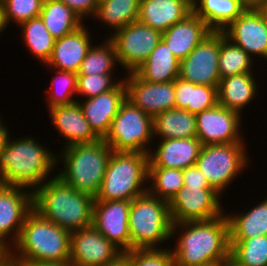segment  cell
<instances>
[{"label":"cell","instance_id":"obj_14","mask_svg":"<svg viewBox=\"0 0 267 266\" xmlns=\"http://www.w3.org/2000/svg\"><path fill=\"white\" fill-rule=\"evenodd\" d=\"M123 253L93 225L71 232L69 261L74 266H107Z\"/></svg>","mask_w":267,"mask_h":266},{"label":"cell","instance_id":"obj_3","mask_svg":"<svg viewBox=\"0 0 267 266\" xmlns=\"http://www.w3.org/2000/svg\"><path fill=\"white\" fill-rule=\"evenodd\" d=\"M95 198L73 189L58 176L33 192V209L59 227L73 232L92 225Z\"/></svg>","mask_w":267,"mask_h":266},{"label":"cell","instance_id":"obj_2","mask_svg":"<svg viewBox=\"0 0 267 266\" xmlns=\"http://www.w3.org/2000/svg\"><path fill=\"white\" fill-rule=\"evenodd\" d=\"M56 167L57 153L42 146L35 137L24 135L13 139L9 135L0 153V184L34 192L46 180L56 176L53 173L58 171Z\"/></svg>","mask_w":267,"mask_h":266},{"label":"cell","instance_id":"obj_32","mask_svg":"<svg viewBox=\"0 0 267 266\" xmlns=\"http://www.w3.org/2000/svg\"><path fill=\"white\" fill-rule=\"evenodd\" d=\"M39 17L55 40L74 32L84 24V20L59 0H43Z\"/></svg>","mask_w":267,"mask_h":266},{"label":"cell","instance_id":"obj_1","mask_svg":"<svg viewBox=\"0 0 267 266\" xmlns=\"http://www.w3.org/2000/svg\"><path fill=\"white\" fill-rule=\"evenodd\" d=\"M170 237H176L170 249L180 266H215L230 254L226 213L208 221L173 223Z\"/></svg>","mask_w":267,"mask_h":266},{"label":"cell","instance_id":"obj_12","mask_svg":"<svg viewBox=\"0 0 267 266\" xmlns=\"http://www.w3.org/2000/svg\"><path fill=\"white\" fill-rule=\"evenodd\" d=\"M221 31H212L180 61L179 78L195 85L216 86L220 82L218 60Z\"/></svg>","mask_w":267,"mask_h":266},{"label":"cell","instance_id":"obj_16","mask_svg":"<svg viewBox=\"0 0 267 266\" xmlns=\"http://www.w3.org/2000/svg\"><path fill=\"white\" fill-rule=\"evenodd\" d=\"M131 201H94L92 225L123 252L131 250L129 213Z\"/></svg>","mask_w":267,"mask_h":266},{"label":"cell","instance_id":"obj_9","mask_svg":"<svg viewBox=\"0 0 267 266\" xmlns=\"http://www.w3.org/2000/svg\"><path fill=\"white\" fill-rule=\"evenodd\" d=\"M103 140L112 151L149 153L153 136V117L134 106L127 99L111 121Z\"/></svg>","mask_w":267,"mask_h":266},{"label":"cell","instance_id":"obj_30","mask_svg":"<svg viewBox=\"0 0 267 266\" xmlns=\"http://www.w3.org/2000/svg\"><path fill=\"white\" fill-rule=\"evenodd\" d=\"M175 108L196 115L218 104L216 86L195 85L177 78L174 80Z\"/></svg>","mask_w":267,"mask_h":266},{"label":"cell","instance_id":"obj_15","mask_svg":"<svg viewBox=\"0 0 267 266\" xmlns=\"http://www.w3.org/2000/svg\"><path fill=\"white\" fill-rule=\"evenodd\" d=\"M32 209L31 190L0 184V243L8 250L16 243L25 218Z\"/></svg>","mask_w":267,"mask_h":266},{"label":"cell","instance_id":"obj_23","mask_svg":"<svg viewBox=\"0 0 267 266\" xmlns=\"http://www.w3.org/2000/svg\"><path fill=\"white\" fill-rule=\"evenodd\" d=\"M212 30L193 12L162 33V40L180 61L186 58Z\"/></svg>","mask_w":267,"mask_h":266},{"label":"cell","instance_id":"obj_5","mask_svg":"<svg viewBox=\"0 0 267 266\" xmlns=\"http://www.w3.org/2000/svg\"><path fill=\"white\" fill-rule=\"evenodd\" d=\"M57 153V167L59 162L63 167L56 176L73 189L95 198L112 154L111 147L99 139L94 143L62 147Z\"/></svg>","mask_w":267,"mask_h":266},{"label":"cell","instance_id":"obj_38","mask_svg":"<svg viewBox=\"0 0 267 266\" xmlns=\"http://www.w3.org/2000/svg\"><path fill=\"white\" fill-rule=\"evenodd\" d=\"M230 255L242 266H267V235L229 241Z\"/></svg>","mask_w":267,"mask_h":266},{"label":"cell","instance_id":"obj_52","mask_svg":"<svg viewBox=\"0 0 267 266\" xmlns=\"http://www.w3.org/2000/svg\"><path fill=\"white\" fill-rule=\"evenodd\" d=\"M9 250L0 243V258H2Z\"/></svg>","mask_w":267,"mask_h":266},{"label":"cell","instance_id":"obj_45","mask_svg":"<svg viewBox=\"0 0 267 266\" xmlns=\"http://www.w3.org/2000/svg\"><path fill=\"white\" fill-rule=\"evenodd\" d=\"M0 266H21V262L8 251L2 258H0Z\"/></svg>","mask_w":267,"mask_h":266},{"label":"cell","instance_id":"obj_33","mask_svg":"<svg viewBox=\"0 0 267 266\" xmlns=\"http://www.w3.org/2000/svg\"><path fill=\"white\" fill-rule=\"evenodd\" d=\"M22 31L24 45L34 58L45 65L53 52L55 39L52 37L42 19L38 16L18 26Z\"/></svg>","mask_w":267,"mask_h":266},{"label":"cell","instance_id":"obj_49","mask_svg":"<svg viewBox=\"0 0 267 266\" xmlns=\"http://www.w3.org/2000/svg\"><path fill=\"white\" fill-rule=\"evenodd\" d=\"M254 7L261 13L267 26V0H264L263 2L257 4Z\"/></svg>","mask_w":267,"mask_h":266},{"label":"cell","instance_id":"obj_51","mask_svg":"<svg viewBox=\"0 0 267 266\" xmlns=\"http://www.w3.org/2000/svg\"><path fill=\"white\" fill-rule=\"evenodd\" d=\"M249 6H256L257 4L263 2L264 0H243Z\"/></svg>","mask_w":267,"mask_h":266},{"label":"cell","instance_id":"obj_47","mask_svg":"<svg viewBox=\"0 0 267 266\" xmlns=\"http://www.w3.org/2000/svg\"><path fill=\"white\" fill-rule=\"evenodd\" d=\"M215 266H242V265L229 254L226 258L222 259Z\"/></svg>","mask_w":267,"mask_h":266},{"label":"cell","instance_id":"obj_20","mask_svg":"<svg viewBox=\"0 0 267 266\" xmlns=\"http://www.w3.org/2000/svg\"><path fill=\"white\" fill-rule=\"evenodd\" d=\"M51 122L67 147L73 144L94 143L101 139L90 127L78 102L48 109Z\"/></svg>","mask_w":267,"mask_h":266},{"label":"cell","instance_id":"obj_40","mask_svg":"<svg viewBox=\"0 0 267 266\" xmlns=\"http://www.w3.org/2000/svg\"><path fill=\"white\" fill-rule=\"evenodd\" d=\"M42 4L43 0H3L7 25L13 21L16 26H19L23 22L38 17Z\"/></svg>","mask_w":267,"mask_h":266},{"label":"cell","instance_id":"obj_17","mask_svg":"<svg viewBox=\"0 0 267 266\" xmlns=\"http://www.w3.org/2000/svg\"><path fill=\"white\" fill-rule=\"evenodd\" d=\"M222 32L252 58H264L267 61V26L261 13L254 6H249Z\"/></svg>","mask_w":267,"mask_h":266},{"label":"cell","instance_id":"obj_31","mask_svg":"<svg viewBox=\"0 0 267 266\" xmlns=\"http://www.w3.org/2000/svg\"><path fill=\"white\" fill-rule=\"evenodd\" d=\"M139 8L140 0H102L98 3L92 19L99 21L100 25L103 24L106 30L110 29V36L126 25L138 21Z\"/></svg>","mask_w":267,"mask_h":266},{"label":"cell","instance_id":"obj_11","mask_svg":"<svg viewBox=\"0 0 267 266\" xmlns=\"http://www.w3.org/2000/svg\"><path fill=\"white\" fill-rule=\"evenodd\" d=\"M221 194L215 189L183 186L169 202L172 223L208 221L223 215Z\"/></svg>","mask_w":267,"mask_h":266},{"label":"cell","instance_id":"obj_50","mask_svg":"<svg viewBox=\"0 0 267 266\" xmlns=\"http://www.w3.org/2000/svg\"><path fill=\"white\" fill-rule=\"evenodd\" d=\"M7 27L8 25L5 19L4 7L2 4H0V35L4 30L7 29Z\"/></svg>","mask_w":267,"mask_h":266},{"label":"cell","instance_id":"obj_13","mask_svg":"<svg viewBox=\"0 0 267 266\" xmlns=\"http://www.w3.org/2000/svg\"><path fill=\"white\" fill-rule=\"evenodd\" d=\"M195 116L196 137L202 146L245 142L241 130L242 115L238 112L217 104Z\"/></svg>","mask_w":267,"mask_h":266},{"label":"cell","instance_id":"obj_43","mask_svg":"<svg viewBox=\"0 0 267 266\" xmlns=\"http://www.w3.org/2000/svg\"><path fill=\"white\" fill-rule=\"evenodd\" d=\"M183 182L184 186H189L190 188L199 189H214L211 187L196 165L189 166L183 170Z\"/></svg>","mask_w":267,"mask_h":266},{"label":"cell","instance_id":"obj_24","mask_svg":"<svg viewBox=\"0 0 267 266\" xmlns=\"http://www.w3.org/2000/svg\"><path fill=\"white\" fill-rule=\"evenodd\" d=\"M192 13V0H140L138 21L163 33Z\"/></svg>","mask_w":267,"mask_h":266},{"label":"cell","instance_id":"obj_26","mask_svg":"<svg viewBox=\"0 0 267 266\" xmlns=\"http://www.w3.org/2000/svg\"><path fill=\"white\" fill-rule=\"evenodd\" d=\"M249 7L243 0H192V12L212 31H222Z\"/></svg>","mask_w":267,"mask_h":266},{"label":"cell","instance_id":"obj_6","mask_svg":"<svg viewBox=\"0 0 267 266\" xmlns=\"http://www.w3.org/2000/svg\"><path fill=\"white\" fill-rule=\"evenodd\" d=\"M148 164L147 153L112 151L94 201H132L148 192Z\"/></svg>","mask_w":267,"mask_h":266},{"label":"cell","instance_id":"obj_27","mask_svg":"<svg viewBox=\"0 0 267 266\" xmlns=\"http://www.w3.org/2000/svg\"><path fill=\"white\" fill-rule=\"evenodd\" d=\"M179 68L180 60L161 39L147 60L134 73L147 82L165 83L179 78Z\"/></svg>","mask_w":267,"mask_h":266},{"label":"cell","instance_id":"obj_19","mask_svg":"<svg viewBox=\"0 0 267 266\" xmlns=\"http://www.w3.org/2000/svg\"><path fill=\"white\" fill-rule=\"evenodd\" d=\"M78 99L85 119L90 124L91 129L103 139L109 132L111 121L117 115L122 103L126 100V87L124 80L114 89L99 94L98 96Z\"/></svg>","mask_w":267,"mask_h":266},{"label":"cell","instance_id":"obj_25","mask_svg":"<svg viewBox=\"0 0 267 266\" xmlns=\"http://www.w3.org/2000/svg\"><path fill=\"white\" fill-rule=\"evenodd\" d=\"M255 74L240 73L220 79L217 87L218 104L242 115V110L249 103L252 104L259 92Z\"/></svg>","mask_w":267,"mask_h":266},{"label":"cell","instance_id":"obj_44","mask_svg":"<svg viewBox=\"0 0 267 266\" xmlns=\"http://www.w3.org/2000/svg\"><path fill=\"white\" fill-rule=\"evenodd\" d=\"M3 120L4 118L2 119V117H0V153L5 147L8 136L11 135V133L9 134V129Z\"/></svg>","mask_w":267,"mask_h":266},{"label":"cell","instance_id":"obj_48","mask_svg":"<svg viewBox=\"0 0 267 266\" xmlns=\"http://www.w3.org/2000/svg\"><path fill=\"white\" fill-rule=\"evenodd\" d=\"M107 266H129V263H128V251L124 252L123 255L118 260H116L113 263H110Z\"/></svg>","mask_w":267,"mask_h":266},{"label":"cell","instance_id":"obj_41","mask_svg":"<svg viewBox=\"0 0 267 266\" xmlns=\"http://www.w3.org/2000/svg\"><path fill=\"white\" fill-rule=\"evenodd\" d=\"M173 262V254L169 247L128 251L129 266H172Z\"/></svg>","mask_w":267,"mask_h":266},{"label":"cell","instance_id":"obj_18","mask_svg":"<svg viewBox=\"0 0 267 266\" xmlns=\"http://www.w3.org/2000/svg\"><path fill=\"white\" fill-rule=\"evenodd\" d=\"M125 74L126 99L134 106L152 117L175 108L174 81L154 83L140 79L134 72Z\"/></svg>","mask_w":267,"mask_h":266},{"label":"cell","instance_id":"obj_53","mask_svg":"<svg viewBox=\"0 0 267 266\" xmlns=\"http://www.w3.org/2000/svg\"><path fill=\"white\" fill-rule=\"evenodd\" d=\"M172 266H180V265H178V264H176L175 262H173Z\"/></svg>","mask_w":267,"mask_h":266},{"label":"cell","instance_id":"obj_37","mask_svg":"<svg viewBox=\"0 0 267 266\" xmlns=\"http://www.w3.org/2000/svg\"><path fill=\"white\" fill-rule=\"evenodd\" d=\"M49 89H45L47 109L77 102V73L55 70ZM77 97V99H76Z\"/></svg>","mask_w":267,"mask_h":266},{"label":"cell","instance_id":"obj_22","mask_svg":"<svg viewBox=\"0 0 267 266\" xmlns=\"http://www.w3.org/2000/svg\"><path fill=\"white\" fill-rule=\"evenodd\" d=\"M156 149L150 150L148 167L184 170L196 165L202 147L197 137L159 140Z\"/></svg>","mask_w":267,"mask_h":266},{"label":"cell","instance_id":"obj_7","mask_svg":"<svg viewBox=\"0 0 267 266\" xmlns=\"http://www.w3.org/2000/svg\"><path fill=\"white\" fill-rule=\"evenodd\" d=\"M172 224L169 202L149 192L136 197L129 213L131 250L164 248L160 243L171 239Z\"/></svg>","mask_w":267,"mask_h":266},{"label":"cell","instance_id":"obj_21","mask_svg":"<svg viewBox=\"0 0 267 266\" xmlns=\"http://www.w3.org/2000/svg\"><path fill=\"white\" fill-rule=\"evenodd\" d=\"M90 30L83 24L74 32L57 39L49 61L43 65L52 70L78 73L82 61L93 44Z\"/></svg>","mask_w":267,"mask_h":266},{"label":"cell","instance_id":"obj_36","mask_svg":"<svg viewBox=\"0 0 267 266\" xmlns=\"http://www.w3.org/2000/svg\"><path fill=\"white\" fill-rule=\"evenodd\" d=\"M148 185V192L151 195L170 202L184 186L183 170L148 167Z\"/></svg>","mask_w":267,"mask_h":266},{"label":"cell","instance_id":"obj_4","mask_svg":"<svg viewBox=\"0 0 267 266\" xmlns=\"http://www.w3.org/2000/svg\"><path fill=\"white\" fill-rule=\"evenodd\" d=\"M70 242L71 232L32 209L9 251L20 262H66L70 259Z\"/></svg>","mask_w":267,"mask_h":266},{"label":"cell","instance_id":"obj_42","mask_svg":"<svg viewBox=\"0 0 267 266\" xmlns=\"http://www.w3.org/2000/svg\"><path fill=\"white\" fill-rule=\"evenodd\" d=\"M71 8L82 20L93 18L96 13L98 0H59Z\"/></svg>","mask_w":267,"mask_h":266},{"label":"cell","instance_id":"obj_28","mask_svg":"<svg viewBox=\"0 0 267 266\" xmlns=\"http://www.w3.org/2000/svg\"><path fill=\"white\" fill-rule=\"evenodd\" d=\"M240 211L226 216L229 223V241H243L257 236L267 235V198L250 210Z\"/></svg>","mask_w":267,"mask_h":266},{"label":"cell","instance_id":"obj_8","mask_svg":"<svg viewBox=\"0 0 267 266\" xmlns=\"http://www.w3.org/2000/svg\"><path fill=\"white\" fill-rule=\"evenodd\" d=\"M244 144L245 142H235L201 147L196 166L209 185L221 195L252 161Z\"/></svg>","mask_w":267,"mask_h":266},{"label":"cell","instance_id":"obj_46","mask_svg":"<svg viewBox=\"0 0 267 266\" xmlns=\"http://www.w3.org/2000/svg\"><path fill=\"white\" fill-rule=\"evenodd\" d=\"M21 266H74L70 261L66 262H21Z\"/></svg>","mask_w":267,"mask_h":266},{"label":"cell","instance_id":"obj_29","mask_svg":"<svg viewBox=\"0 0 267 266\" xmlns=\"http://www.w3.org/2000/svg\"><path fill=\"white\" fill-rule=\"evenodd\" d=\"M154 140L196 137V116L185 109L172 108L153 117Z\"/></svg>","mask_w":267,"mask_h":266},{"label":"cell","instance_id":"obj_39","mask_svg":"<svg viewBox=\"0 0 267 266\" xmlns=\"http://www.w3.org/2000/svg\"><path fill=\"white\" fill-rule=\"evenodd\" d=\"M121 78L119 80L114 73L77 75V96L87 99L111 91L124 80V77Z\"/></svg>","mask_w":267,"mask_h":266},{"label":"cell","instance_id":"obj_34","mask_svg":"<svg viewBox=\"0 0 267 266\" xmlns=\"http://www.w3.org/2000/svg\"><path fill=\"white\" fill-rule=\"evenodd\" d=\"M254 58L244 49L235 45L221 31L220 54L218 68L220 78H225L240 73H253Z\"/></svg>","mask_w":267,"mask_h":266},{"label":"cell","instance_id":"obj_10","mask_svg":"<svg viewBox=\"0 0 267 266\" xmlns=\"http://www.w3.org/2000/svg\"><path fill=\"white\" fill-rule=\"evenodd\" d=\"M121 68L134 72L143 64L162 39V33L139 21L132 22L107 36Z\"/></svg>","mask_w":267,"mask_h":266},{"label":"cell","instance_id":"obj_35","mask_svg":"<svg viewBox=\"0 0 267 266\" xmlns=\"http://www.w3.org/2000/svg\"><path fill=\"white\" fill-rule=\"evenodd\" d=\"M106 38V39H105ZM103 42L92 44L82 61L77 75H93L114 73L119 65L115 48L108 37ZM116 68V69H115ZM114 70V72H112Z\"/></svg>","mask_w":267,"mask_h":266}]
</instances>
